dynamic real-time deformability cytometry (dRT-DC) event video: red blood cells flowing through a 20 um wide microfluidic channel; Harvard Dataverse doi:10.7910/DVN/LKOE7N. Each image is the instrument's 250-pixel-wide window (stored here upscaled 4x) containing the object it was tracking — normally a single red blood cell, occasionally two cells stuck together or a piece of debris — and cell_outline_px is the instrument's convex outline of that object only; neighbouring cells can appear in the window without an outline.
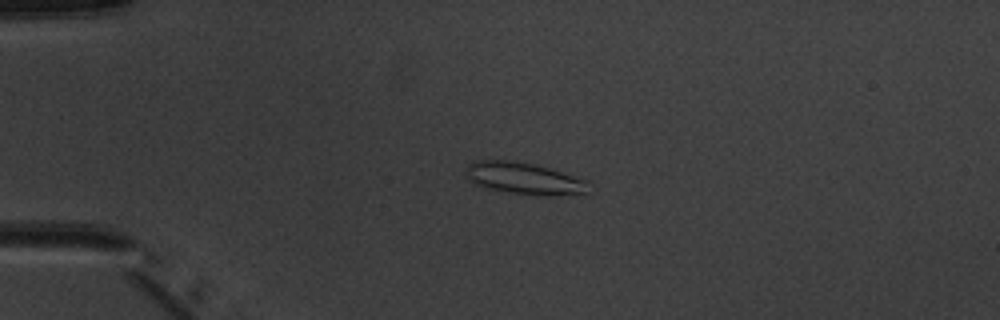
{"species": "common noctule bat (a hibernating species)", "species_latin": "Nyctalus noctula", "temperature_condition": "warm", "stored_images_in_passage": 4, "camera_frame_rate_fps": 3000, "um_per_image_px": 0.085, "animal": {"sex": "male", "body_mass_g": 20.1, "forearm_length_mm": 53.5}, "frame": {"image": 1, "passage_image": 3, "time_ms": 3.333, "image_size_px": [1000, 320], "cell_outline_px": [[588, 192], [552, 196], [536, 196], [488, 188], [472, 184], [468, 180], [464, 172], [464, 168], [468, 164], [476, 160], [508, 160], [536, 164], [588, 180]], "centroid_in_image_um": [44.5, 15.16], "position_along_channel_um": 40.5, "area_um2": 23.0}}